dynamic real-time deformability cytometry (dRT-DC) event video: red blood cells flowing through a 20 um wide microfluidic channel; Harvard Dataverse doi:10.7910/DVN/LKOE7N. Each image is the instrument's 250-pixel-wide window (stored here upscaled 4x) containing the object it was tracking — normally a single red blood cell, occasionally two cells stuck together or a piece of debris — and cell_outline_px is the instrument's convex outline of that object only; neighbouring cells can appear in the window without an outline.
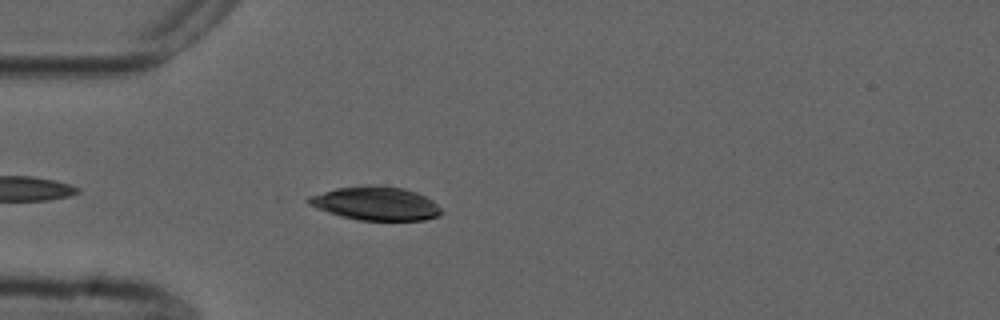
{"species": "common noctule bat (a hibernating species)", "species_latin": "Nyctalus noctula", "temperature_condition": "cold", "stored_images_in_passage": 15, "camera_frame_rate_fps": 3000, "um_per_image_px": 0.085, "animal": {"sex": "male", "forearm_length_mm": 52.5}, "frame": {"image": 1, "passage_image": 4, "time_ms": 1.0, "image_size_px": [1000, 320], "cell_outline_px": [[440, 216], [424, 220], [356, 220], [340, 216], [316, 208], [308, 204], [304, 200], [308, 196], [336, 188], [368, 184], [372, 184], [404, 188], [416, 192], [432, 200], [440, 208]], "centroid_in_image_um": [31.89, 17.28], "position_along_channel_um": 53.1, "area_um2": 26.18}}
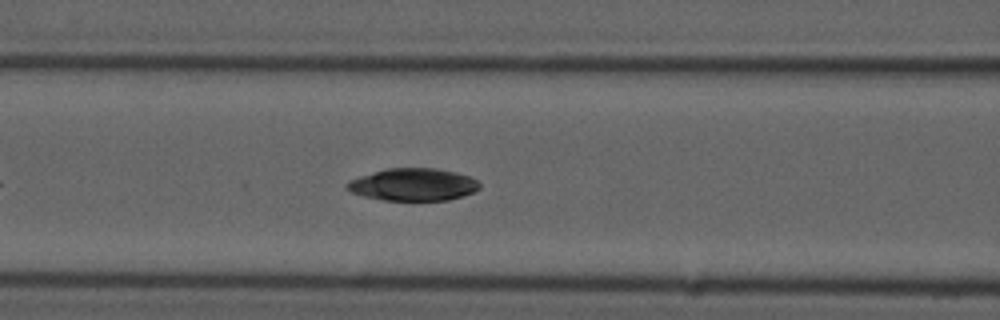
{"frame": {"image": 2, "passage_image": 11, "time_ms": 3.333, "image_size_px": [1000, 320], "cell_outline_px": [[480, 188], [472, 192], [448, 200], [384, 200], [364, 196], [352, 192], [344, 188], [348, 180], [360, 176], [388, 168], [436, 168], [456, 172], [468, 176], [476, 180], [480, 184]], "centroid_in_image_um": [35.09, 15.68], "position_along_channel_um": 131.5, "area_um2": 24.85}}
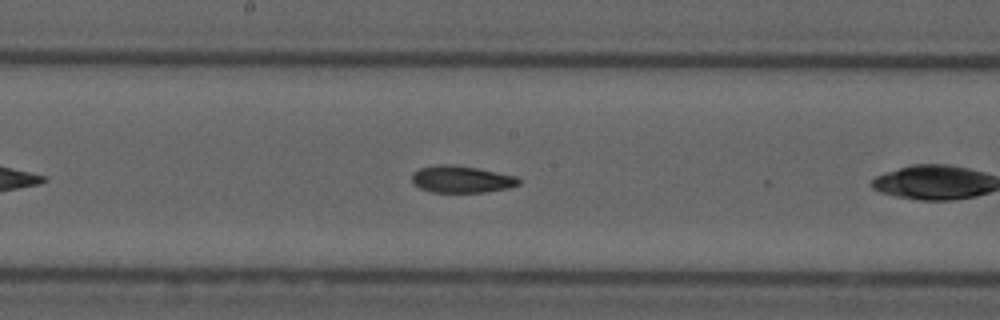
{"frame": {"image": 3, "passage_image": 14, "time_ms": 4.333, "image_size_px": [1000, 320], "cell_outline_px": [[520, 184], [508, 188], [484, 192], [432, 192], [420, 188], [412, 184], [412, 176], [420, 168], [476, 168], [516, 176], [520, 180]], "centroid_in_image_um": [39.3, 15.31], "position_along_channel_um": 208.9, "area_um2": 15.66}}